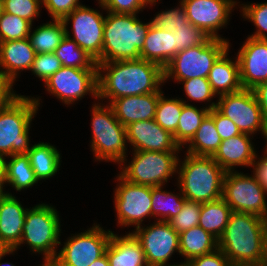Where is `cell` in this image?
Instances as JSON below:
<instances>
[{
	"instance_id": "obj_1",
	"label": "cell",
	"mask_w": 267,
	"mask_h": 266,
	"mask_svg": "<svg viewBox=\"0 0 267 266\" xmlns=\"http://www.w3.org/2000/svg\"><path fill=\"white\" fill-rule=\"evenodd\" d=\"M98 99L110 104L120 97L162 92L163 69L143 59L97 63ZM105 73V74H104Z\"/></svg>"
},
{
	"instance_id": "obj_2",
	"label": "cell",
	"mask_w": 267,
	"mask_h": 266,
	"mask_svg": "<svg viewBox=\"0 0 267 266\" xmlns=\"http://www.w3.org/2000/svg\"><path fill=\"white\" fill-rule=\"evenodd\" d=\"M266 233L267 219L250 213L232 212L218 240V248L233 266L257 265L264 261Z\"/></svg>"
},
{
	"instance_id": "obj_3",
	"label": "cell",
	"mask_w": 267,
	"mask_h": 266,
	"mask_svg": "<svg viewBox=\"0 0 267 266\" xmlns=\"http://www.w3.org/2000/svg\"><path fill=\"white\" fill-rule=\"evenodd\" d=\"M136 14L107 11L103 30L102 62L140 59V51L152 22L142 23Z\"/></svg>"
},
{
	"instance_id": "obj_4",
	"label": "cell",
	"mask_w": 267,
	"mask_h": 266,
	"mask_svg": "<svg viewBox=\"0 0 267 266\" xmlns=\"http://www.w3.org/2000/svg\"><path fill=\"white\" fill-rule=\"evenodd\" d=\"M185 155L184 161L178 160L177 177L186 200L205 203L222 198L226 171L212 157Z\"/></svg>"
},
{
	"instance_id": "obj_5",
	"label": "cell",
	"mask_w": 267,
	"mask_h": 266,
	"mask_svg": "<svg viewBox=\"0 0 267 266\" xmlns=\"http://www.w3.org/2000/svg\"><path fill=\"white\" fill-rule=\"evenodd\" d=\"M39 97L16 95L0 109V157L26 154L29 129L39 107Z\"/></svg>"
},
{
	"instance_id": "obj_6",
	"label": "cell",
	"mask_w": 267,
	"mask_h": 266,
	"mask_svg": "<svg viewBox=\"0 0 267 266\" xmlns=\"http://www.w3.org/2000/svg\"><path fill=\"white\" fill-rule=\"evenodd\" d=\"M91 151L95 160L126 163L127 135L124 127L115 117L112 107L95 103L92 107ZM126 161V162H125Z\"/></svg>"
},
{
	"instance_id": "obj_7",
	"label": "cell",
	"mask_w": 267,
	"mask_h": 266,
	"mask_svg": "<svg viewBox=\"0 0 267 266\" xmlns=\"http://www.w3.org/2000/svg\"><path fill=\"white\" fill-rule=\"evenodd\" d=\"M58 211L52 205L38 204L27 210L25 224L19 245L25 243L33 253H41L44 262L53 261L58 252L56 248L61 245V225Z\"/></svg>"
},
{
	"instance_id": "obj_8",
	"label": "cell",
	"mask_w": 267,
	"mask_h": 266,
	"mask_svg": "<svg viewBox=\"0 0 267 266\" xmlns=\"http://www.w3.org/2000/svg\"><path fill=\"white\" fill-rule=\"evenodd\" d=\"M226 39L209 37L203 44L178 52L163 69L164 83L175 79L177 83L192 78H208L217 59L229 49Z\"/></svg>"
},
{
	"instance_id": "obj_9",
	"label": "cell",
	"mask_w": 267,
	"mask_h": 266,
	"mask_svg": "<svg viewBox=\"0 0 267 266\" xmlns=\"http://www.w3.org/2000/svg\"><path fill=\"white\" fill-rule=\"evenodd\" d=\"M133 152L131 163L119 165L122 169L119 175L130 183L151 187L165 186L168 178L177 173L179 152Z\"/></svg>"
},
{
	"instance_id": "obj_10",
	"label": "cell",
	"mask_w": 267,
	"mask_h": 266,
	"mask_svg": "<svg viewBox=\"0 0 267 266\" xmlns=\"http://www.w3.org/2000/svg\"><path fill=\"white\" fill-rule=\"evenodd\" d=\"M266 192L252 175L225 173L222 198L233 212L250 213L267 219Z\"/></svg>"
},
{
	"instance_id": "obj_11",
	"label": "cell",
	"mask_w": 267,
	"mask_h": 266,
	"mask_svg": "<svg viewBox=\"0 0 267 266\" xmlns=\"http://www.w3.org/2000/svg\"><path fill=\"white\" fill-rule=\"evenodd\" d=\"M71 237H68L63 248L52 261L57 266H90L103 256L112 237V231H105L97 223Z\"/></svg>"
},
{
	"instance_id": "obj_12",
	"label": "cell",
	"mask_w": 267,
	"mask_h": 266,
	"mask_svg": "<svg viewBox=\"0 0 267 266\" xmlns=\"http://www.w3.org/2000/svg\"><path fill=\"white\" fill-rule=\"evenodd\" d=\"M217 98L219 100L216 108L235 123L241 133L254 135L257 131H261L265 138L267 121L253 90L242 88Z\"/></svg>"
},
{
	"instance_id": "obj_13",
	"label": "cell",
	"mask_w": 267,
	"mask_h": 266,
	"mask_svg": "<svg viewBox=\"0 0 267 266\" xmlns=\"http://www.w3.org/2000/svg\"><path fill=\"white\" fill-rule=\"evenodd\" d=\"M131 234L140 243L148 266H181L169 265L174 252L180 254L179 233L175 231L169 222L156 221L154 224L137 227Z\"/></svg>"
},
{
	"instance_id": "obj_14",
	"label": "cell",
	"mask_w": 267,
	"mask_h": 266,
	"mask_svg": "<svg viewBox=\"0 0 267 266\" xmlns=\"http://www.w3.org/2000/svg\"><path fill=\"white\" fill-rule=\"evenodd\" d=\"M62 21L66 27V36L74 40L97 63H102L103 30L105 24L103 14L99 10L80 5L65 16ZM70 21H72L73 38L67 28Z\"/></svg>"
},
{
	"instance_id": "obj_15",
	"label": "cell",
	"mask_w": 267,
	"mask_h": 266,
	"mask_svg": "<svg viewBox=\"0 0 267 266\" xmlns=\"http://www.w3.org/2000/svg\"><path fill=\"white\" fill-rule=\"evenodd\" d=\"M119 185L115 188L114 205L118 225L141 226L147 217H152L151 186L137 185L126 181L119 174Z\"/></svg>"
},
{
	"instance_id": "obj_16",
	"label": "cell",
	"mask_w": 267,
	"mask_h": 266,
	"mask_svg": "<svg viewBox=\"0 0 267 266\" xmlns=\"http://www.w3.org/2000/svg\"><path fill=\"white\" fill-rule=\"evenodd\" d=\"M44 84L46 91L66 105L73 104L88 93L98 99V69L62 66Z\"/></svg>"
},
{
	"instance_id": "obj_17",
	"label": "cell",
	"mask_w": 267,
	"mask_h": 266,
	"mask_svg": "<svg viewBox=\"0 0 267 266\" xmlns=\"http://www.w3.org/2000/svg\"><path fill=\"white\" fill-rule=\"evenodd\" d=\"M188 21L214 39H224L218 30L228 24L230 14L239 2L233 0H181Z\"/></svg>"
},
{
	"instance_id": "obj_18",
	"label": "cell",
	"mask_w": 267,
	"mask_h": 266,
	"mask_svg": "<svg viewBox=\"0 0 267 266\" xmlns=\"http://www.w3.org/2000/svg\"><path fill=\"white\" fill-rule=\"evenodd\" d=\"M242 88L254 89L267 81V40L247 37L237 53Z\"/></svg>"
},
{
	"instance_id": "obj_19",
	"label": "cell",
	"mask_w": 267,
	"mask_h": 266,
	"mask_svg": "<svg viewBox=\"0 0 267 266\" xmlns=\"http://www.w3.org/2000/svg\"><path fill=\"white\" fill-rule=\"evenodd\" d=\"M126 135L134 151L179 152L182 149L174 141L173 135L154 119L129 124L126 126Z\"/></svg>"
},
{
	"instance_id": "obj_20",
	"label": "cell",
	"mask_w": 267,
	"mask_h": 266,
	"mask_svg": "<svg viewBox=\"0 0 267 266\" xmlns=\"http://www.w3.org/2000/svg\"><path fill=\"white\" fill-rule=\"evenodd\" d=\"M28 208H24L20 201L11 193L0 199V247L15 249L21 241L25 215Z\"/></svg>"
},
{
	"instance_id": "obj_21",
	"label": "cell",
	"mask_w": 267,
	"mask_h": 266,
	"mask_svg": "<svg viewBox=\"0 0 267 266\" xmlns=\"http://www.w3.org/2000/svg\"><path fill=\"white\" fill-rule=\"evenodd\" d=\"M35 56L28 38L0 42V75L13 86L19 72L30 70Z\"/></svg>"
},
{
	"instance_id": "obj_22",
	"label": "cell",
	"mask_w": 267,
	"mask_h": 266,
	"mask_svg": "<svg viewBox=\"0 0 267 266\" xmlns=\"http://www.w3.org/2000/svg\"><path fill=\"white\" fill-rule=\"evenodd\" d=\"M162 93L164 92L120 97L109 105L112 107L115 117L126 127L134 122L154 119L158 99Z\"/></svg>"
},
{
	"instance_id": "obj_23",
	"label": "cell",
	"mask_w": 267,
	"mask_h": 266,
	"mask_svg": "<svg viewBox=\"0 0 267 266\" xmlns=\"http://www.w3.org/2000/svg\"><path fill=\"white\" fill-rule=\"evenodd\" d=\"M250 136L241 133L235 137L222 140L212 158L226 172L234 171L236 166H251L257 154Z\"/></svg>"
},
{
	"instance_id": "obj_24",
	"label": "cell",
	"mask_w": 267,
	"mask_h": 266,
	"mask_svg": "<svg viewBox=\"0 0 267 266\" xmlns=\"http://www.w3.org/2000/svg\"><path fill=\"white\" fill-rule=\"evenodd\" d=\"M174 56V32L151 25L140 51V59L158 64L164 69Z\"/></svg>"
},
{
	"instance_id": "obj_25",
	"label": "cell",
	"mask_w": 267,
	"mask_h": 266,
	"mask_svg": "<svg viewBox=\"0 0 267 266\" xmlns=\"http://www.w3.org/2000/svg\"><path fill=\"white\" fill-rule=\"evenodd\" d=\"M105 253L110 266H148L140 243L130 232L124 236L112 233Z\"/></svg>"
},
{
	"instance_id": "obj_26",
	"label": "cell",
	"mask_w": 267,
	"mask_h": 266,
	"mask_svg": "<svg viewBox=\"0 0 267 266\" xmlns=\"http://www.w3.org/2000/svg\"><path fill=\"white\" fill-rule=\"evenodd\" d=\"M229 49L226 50L214 63L208 81L214 93L218 96L233 93L242 89L240 82L239 62L228 58Z\"/></svg>"
},
{
	"instance_id": "obj_27",
	"label": "cell",
	"mask_w": 267,
	"mask_h": 266,
	"mask_svg": "<svg viewBox=\"0 0 267 266\" xmlns=\"http://www.w3.org/2000/svg\"><path fill=\"white\" fill-rule=\"evenodd\" d=\"M180 255L185 257L183 265L193 258L211 253L218 248V240L202 227L194 226L179 233Z\"/></svg>"
},
{
	"instance_id": "obj_28",
	"label": "cell",
	"mask_w": 267,
	"mask_h": 266,
	"mask_svg": "<svg viewBox=\"0 0 267 266\" xmlns=\"http://www.w3.org/2000/svg\"><path fill=\"white\" fill-rule=\"evenodd\" d=\"M26 155L38 181L52 178L59 171L61 154L47 142L32 145Z\"/></svg>"
},
{
	"instance_id": "obj_29",
	"label": "cell",
	"mask_w": 267,
	"mask_h": 266,
	"mask_svg": "<svg viewBox=\"0 0 267 266\" xmlns=\"http://www.w3.org/2000/svg\"><path fill=\"white\" fill-rule=\"evenodd\" d=\"M232 212L223 198L202 203L199 226L219 240Z\"/></svg>"
},
{
	"instance_id": "obj_30",
	"label": "cell",
	"mask_w": 267,
	"mask_h": 266,
	"mask_svg": "<svg viewBox=\"0 0 267 266\" xmlns=\"http://www.w3.org/2000/svg\"><path fill=\"white\" fill-rule=\"evenodd\" d=\"M213 117L208 113L192 139L187 143L186 153L195 156L212 157L221 144Z\"/></svg>"
},
{
	"instance_id": "obj_31",
	"label": "cell",
	"mask_w": 267,
	"mask_h": 266,
	"mask_svg": "<svg viewBox=\"0 0 267 266\" xmlns=\"http://www.w3.org/2000/svg\"><path fill=\"white\" fill-rule=\"evenodd\" d=\"M53 21L38 26L33 32L31 27L28 39L36 54L55 52L66 36V27L63 21L59 19H53Z\"/></svg>"
},
{
	"instance_id": "obj_32",
	"label": "cell",
	"mask_w": 267,
	"mask_h": 266,
	"mask_svg": "<svg viewBox=\"0 0 267 266\" xmlns=\"http://www.w3.org/2000/svg\"><path fill=\"white\" fill-rule=\"evenodd\" d=\"M183 105L179 123L176 132L173 134L174 141L181 147H186L187 143L195 135L201 125L202 120L209 113V110L214 109L217 103L212 102L205 108L198 109L197 107L186 103Z\"/></svg>"
},
{
	"instance_id": "obj_33",
	"label": "cell",
	"mask_w": 267,
	"mask_h": 266,
	"mask_svg": "<svg viewBox=\"0 0 267 266\" xmlns=\"http://www.w3.org/2000/svg\"><path fill=\"white\" fill-rule=\"evenodd\" d=\"M10 161L5 158L6 183L16 191L31 188L38 183V179L30 165L26 154L11 155Z\"/></svg>"
},
{
	"instance_id": "obj_34",
	"label": "cell",
	"mask_w": 267,
	"mask_h": 266,
	"mask_svg": "<svg viewBox=\"0 0 267 266\" xmlns=\"http://www.w3.org/2000/svg\"><path fill=\"white\" fill-rule=\"evenodd\" d=\"M151 198L152 216L155 218L160 217L156 219L157 221L166 222H169L172 218L178 215L186 201L181 189L180 193H177L176 195L166 190L163 191L162 186L151 187Z\"/></svg>"
},
{
	"instance_id": "obj_35",
	"label": "cell",
	"mask_w": 267,
	"mask_h": 266,
	"mask_svg": "<svg viewBox=\"0 0 267 266\" xmlns=\"http://www.w3.org/2000/svg\"><path fill=\"white\" fill-rule=\"evenodd\" d=\"M54 53L63 67L98 69L96 60L68 36L62 39Z\"/></svg>"
},
{
	"instance_id": "obj_36",
	"label": "cell",
	"mask_w": 267,
	"mask_h": 266,
	"mask_svg": "<svg viewBox=\"0 0 267 266\" xmlns=\"http://www.w3.org/2000/svg\"><path fill=\"white\" fill-rule=\"evenodd\" d=\"M184 104L183 99H168L162 93L158 99L154 120L160 127L173 135L177 130Z\"/></svg>"
},
{
	"instance_id": "obj_37",
	"label": "cell",
	"mask_w": 267,
	"mask_h": 266,
	"mask_svg": "<svg viewBox=\"0 0 267 266\" xmlns=\"http://www.w3.org/2000/svg\"><path fill=\"white\" fill-rule=\"evenodd\" d=\"M32 26L19 16L3 12L0 15V42L28 38Z\"/></svg>"
},
{
	"instance_id": "obj_38",
	"label": "cell",
	"mask_w": 267,
	"mask_h": 266,
	"mask_svg": "<svg viewBox=\"0 0 267 266\" xmlns=\"http://www.w3.org/2000/svg\"><path fill=\"white\" fill-rule=\"evenodd\" d=\"M175 36V55L187 48L203 44L209 36L189 21L173 30Z\"/></svg>"
},
{
	"instance_id": "obj_39",
	"label": "cell",
	"mask_w": 267,
	"mask_h": 266,
	"mask_svg": "<svg viewBox=\"0 0 267 266\" xmlns=\"http://www.w3.org/2000/svg\"><path fill=\"white\" fill-rule=\"evenodd\" d=\"M241 5L243 18L250 20L257 28L249 37L267 40V2Z\"/></svg>"
},
{
	"instance_id": "obj_40",
	"label": "cell",
	"mask_w": 267,
	"mask_h": 266,
	"mask_svg": "<svg viewBox=\"0 0 267 266\" xmlns=\"http://www.w3.org/2000/svg\"><path fill=\"white\" fill-rule=\"evenodd\" d=\"M201 205L202 203L200 202L186 200L178 215L169 221L171 227L178 233H181L194 226H198Z\"/></svg>"
},
{
	"instance_id": "obj_41",
	"label": "cell",
	"mask_w": 267,
	"mask_h": 266,
	"mask_svg": "<svg viewBox=\"0 0 267 266\" xmlns=\"http://www.w3.org/2000/svg\"><path fill=\"white\" fill-rule=\"evenodd\" d=\"M42 0H3V12L23 18L33 24L40 15Z\"/></svg>"
},
{
	"instance_id": "obj_42",
	"label": "cell",
	"mask_w": 267,
	"mask_h": 266,
	"mask_svg": "<svg viewBox=\"0 0 267 266\" xmlns=\"http://www.w3.org/2000/svg\"><path fill=\"white\" fill-rule=\"evenodd\" d=\"M179 7L169 9L167 11L158 12L151 20L152 25L167 31H173L180 25H185L188 22L184 4L180 1Z\"/></svg>"
},
{
	"instance_id": "obj_43",
	"label": "cell",
	"mask_w": 267,
	"mask_h": 266,
	"mask_svg": "<svg viewBox=\"0 0 267 266\" xmlns=\"http://www.w3.org/2000/svg\"><path fill=\"white\" fill-rule=\"evenodd\" d=\"M61 67L62 64L54 52L40 53L36 54L30 71H32L34 75L42 79V81L45 83Z\"/></svg>"
},
{
	"instance_id": "obj_44",
	"label": "cell",
	"mask_w": 267,
	"mask_h": 266,
	"mask_svg": "<svg viewBox=\"0 0 267 266\" xmlns=\"http://www.w3.org/2000/svg\"><path fill=\"white\" fill-rule=\"evenodd\" d=\"M184 92L186 93L187 98L194 100V101H202V102H209L212 98L216 96L212 87L208 81V78H192L186 79L183 81Z\"/></svg>"
},
{
	"instance_id": "obj_45",
	"label": "cell",
	"mask_w": 267,
	"mask_h": 266,
	"mask_svg": "<svg viewBox=\"0 0 267 266\" xmlns=\"http://www.w3.org/2000/svg\"><path fill=\"white\" fill-rule=\"evenodd\" d=\"M98 4L112 13L137 14L150 4V0H98Z\"/></svg>"
},
{
	"instance_id": "obj_46",
	"label": "cell",
	"mask_w": 267,
	"mask_h": 266,
	"mask_svg": "<svg viewBox=\"0 0 267 266\" xmlns=\"http://www.w3.org/2000/svg\"><path fill=\"white\" fill-rule=\"evenodd\" d=\"M42 4L49 15L52 16V20H62L78 6L82 5L79 0H42Z\"/></svg>"
},
{
	"instance_id": "obj_47",
	"label": "cell",
	"mask_w": 267,
	"mask_h": 266,
	"mask_svg": "<svg viewBox=\"0 0 267 266\" xmlns=\"http://www.w3.org/2000/svg\"><path fill=\"white\" fill-rule=\"evenodd\" d=\"M209 114L213 117L217 132L222 140L241 134L236 124L224 116L216 107L209 110Z\"/></svg>"
},
{
	"instance_id": "obj_48",
	"label": "cell",
	"mask_w": 267,
	"mask_h": 266,
	"mask_svg": "<svg viewBox=\"0 0 267 266\" xmlns=\"http://www.w3.org/2000/svg\"><path fill=\"white\" fill-rule=\"evenodd\" d=\"M185 266H233L224 253L217 248L215 251L193 258Z\"/></svg>"
},
{
	"instance_id": "obj_49",
	"label": "cell",
	"mask_w": 267,
	"mask_h": 266,
	"mask_svg": "<svg viewBox=\"0 0 267 266\" xmlns=\"http://www.w3.org/2000/svg\"><path fill=\"white\" fill-rule=\"evenodd\" d=\"M264 152V156L261 158H258V155H256L251 167H253V176L255 177L256 181L267 193V152ZM257 159L258 161H256Z\"/></svg>"
},
{
	"instance_id": "obj_50",
	"label": "cell",
	"mask_w": 267,
	"mask_h": 266,
	"mask_svg": "<svg viewBox=\"0 0 267 266\" xmlns=\"http://www.w3.org/2000/svg\"><path fill=\"white\" fill-rule=\"evenodd\" d=\"M252 90L267 121V81L259 84Z\"/></svg>"
},
{
	"instance_id": "obj_51",
	"label": "cell",
	"mask_w": 267,
	"mask_h": 266,
	"mask_svg": "<svg viewBox=\"0 0 267 266\" xmlns=\"http://www.w3.org/2000/svg\"><path fill=\"white\" fill-rule=\"evenodd\" d=\"M15 95L12 85L0 75V109Z\"/></svg>"
},
{
	"instance_id": "obj_52",
	"label": "cell",
	"mask_w": 267,
	"mask_h": 266,
	"mask_svg": "<svg viewBox=\"0 0 267 266\" xmlns=\"http://www.w3.org/2000/svg\"><path fill=\"white\" fill-rule=\"evenodd\" d=\"M6 184V173H5V158L0 157V193H3L4 195L8 194L4 191L5 188H3Z\"/></svg>"
},
{
	"instance_id": "obj_53",
	"label": "cell",
	"mask_w": 267,
	"mask_h": 266,
	"mask_svg": "<svg viewBox=\"0 0 267 266\" xmlns=\"http://www.w3.org/2000/svg\"><path fill=\"white\" fill-rule=\"evenodd\" d=\"M90 266H110L106 253L100 258L96 259Z\"/></svg>"
},
{
	"instance_id": "obj_54",
	"label": "cell",
	"mask_w": 267,
	"mask_h": 266,
	"mask_svg": "<svg viewBox=\"0 0 267 266\" xmlns=\"http://www.w3.org/2000/svg\"><path fill=\"white\" fill-rule=\"evenodd\" d=\"M14 252H15L14 249H2L0 251V261L3 259L4 256L8 254H13ZM0 266H14V264H11L9 262H5V263L0 262Z\"/></svg>"
},
{
	"instance_id": "obj_55",
	"label": "cell",
	"mask_w": 267,
	"mask_h": 266,
	"mask_svg": "<svg viewBox=\"0 0 267 266\" xmlns=\"http://www.w3.org/2000/svg\"><path fill=\"white\" fill-rule=\"evenodd\" d=\"M263 262L267 264V233L265 237V257Z\"/></svg>"
},
{
	"instance_id": "obj_56",
	"label": "cell",
	"mask_w": 267,
	"mask_h": 266,
	"mask_svg": "<svg viewBox=\"0 0 267 266\" xmlns=\"http://www.w3.org/2000/svg\"><path fill=\"white\" fill-rule=\"evenodd\" d=\"M42 266H57L54 262L49 261V262H43Z\"/></svg>"
},
{
	"instance_id": "obj_57",
	"label": "cell",
	"mask_w": 267,
	"mask_h": 266,
	"mask_svg": "<svg viewBox=\"0 0 267 266\" xmlns=\"http://www.w3.org/2000/svg\"><path fill=\"white\" fill-rule=\"evenodd\" d=\"M3 13V0H0V15Z\"/></svg>"
},
{
	"instance_id": "obj_58",
	"label": "cell",
	"mask_w": 267,
	"mask_h": 266,
	"mask_svg": "<svg viewBox=\"0 0 267 266\" xmlns=\"http://www.w3.org/2000/svg\"><path fill=\"white\" fill-rule=\"evenodd\" d=\"M156 2H158V0H150V4L149 5H154V4H156Z\"/></svg>"
},
{
	"instance_id": "obj_59",
	"label": "cell",
	"mask_w": 267,
	"mask_h": 266,
	"mask_svg": "<svg viewBox=\"0 0 267 266\" xmlns=\"http://www.w3.org/2000/svg\"><path fill=\"white\" fill-rule=\"evenodd\" d=\"M252 266H267V264H266V263H264V262H262V263H260V264H257V265H252Z\"/></svg>"
},
{
	"instance_id": "obj_60",
	"label": "cell",
	"mask_w": 267,
	"mask_h": 266,
	"mask_svg": "<svg viewBox=\"0 0 267 266\" xmlns=\"http://www.w3.org/2000/svg\"><path fill=\"white\" fill-rule=\"evenodd\" d=\"M265 138H266V143H267V131H266V136H265ZM265 151L267 152V144H266Z\"/></svg>"
}]
</instances>
